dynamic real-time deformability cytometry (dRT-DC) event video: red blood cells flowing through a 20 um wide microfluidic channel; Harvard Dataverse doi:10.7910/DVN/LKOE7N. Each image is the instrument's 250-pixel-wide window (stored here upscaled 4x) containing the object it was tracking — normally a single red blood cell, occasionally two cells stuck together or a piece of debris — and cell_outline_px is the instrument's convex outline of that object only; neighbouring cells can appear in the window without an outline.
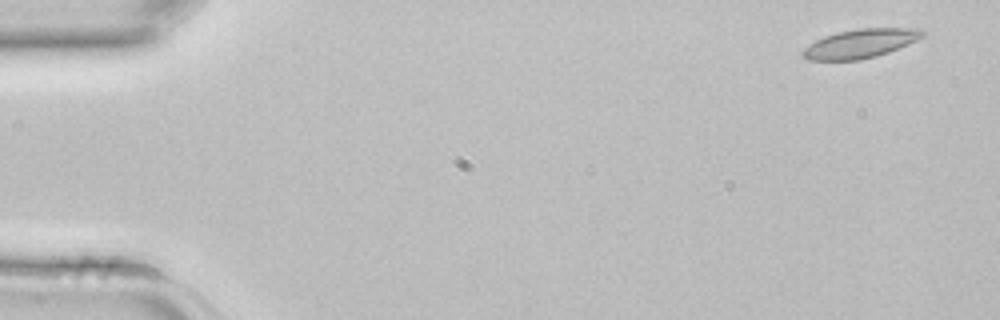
{"species": "common noctule bat (a hibernating species)", "species_latin": "Nyctalus noctula", "temperature_condition": "room temperature", "stored_images_in_passage": 3, "camera_frame_rate_fps": 3000, "um_per_image_px": 0.085, "animal": {"sex": "female", "body_mass_g": 22.7, "forearm_length_mm": 54.2}, "frame": {"image": 1, "passage_image": 1, "time_ms": 0.0, "image_size_px": [1000, 320], "cell_outline_px": [[924, 36], [908, 44], [888, 52], [876, 56], [860, 60], [808, 60], [800, 56], [800, 52], [804, 48], [816, 40], [824, 36], [836, 32], [860, 28], [920, 28], [924, 32]], "centroid_in_image_um": [73.1, 3.7], "position_along_channel_um": 11.9, "area_um2": 20.23}}
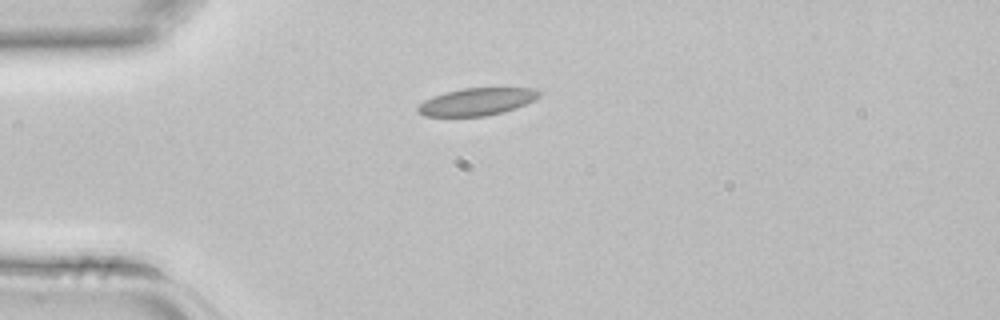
{"frame": {"image": 2, "passage_image": 3, "time_ms": 0.667, "image_size_px": [1000, 320], "cell_outline_px": [[544, 92], [536, 100], [516, 108], [504, 112], [484, 116], [424, 116], [416, 112], [416, 108], [424, 100], [444, 92], [464, 88], [536, 88]], "centroid_in_image_um": [40.57, 8.64], "position_along_channel_um": 44.4, "area_um2": 19.59}}